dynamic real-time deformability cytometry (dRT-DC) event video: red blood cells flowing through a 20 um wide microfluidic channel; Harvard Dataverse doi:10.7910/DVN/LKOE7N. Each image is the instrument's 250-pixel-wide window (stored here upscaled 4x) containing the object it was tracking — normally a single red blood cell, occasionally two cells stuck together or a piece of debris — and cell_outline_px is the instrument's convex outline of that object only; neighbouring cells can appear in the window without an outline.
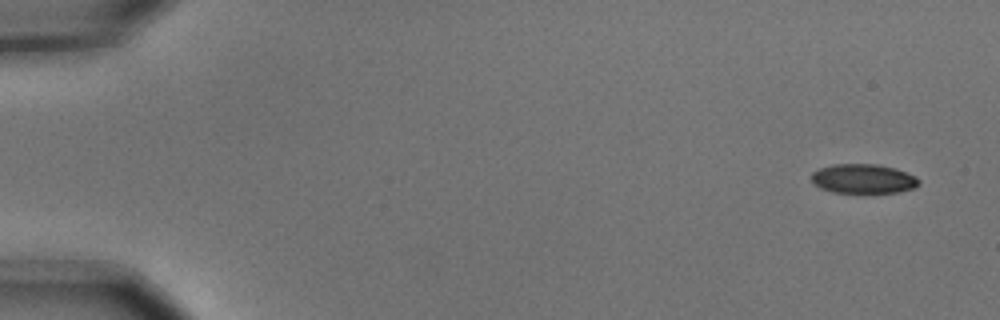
{"species": "common noctule bat (a hibernating species)", "species_latin": "Nyctalus noctula", "temperature_condition": "cold", "stored_images_in_passage": 5, "camera_frame_rate_fps": 3000, "um_per_image_px": 0.085, "animal": {"sex": "male", "body_mass_g": 15.6}, "frame": {"image": 1, "passage_image": 1, "time_ms": 0.0, "image_size_px": [1000, 320], "cell_outline_px": [[920, 184], [912, 188], [896, 192], [832, 192], [820, 188], [812, 180], [812, 172], [820, 168], [832, 164], [876, 164], [896, 168], [916, 176], [920, 180]], "centroid_in_image_um": [73.39, 15.18], "position_along_channel_um": 11.6, "area_um2": 18.26}}
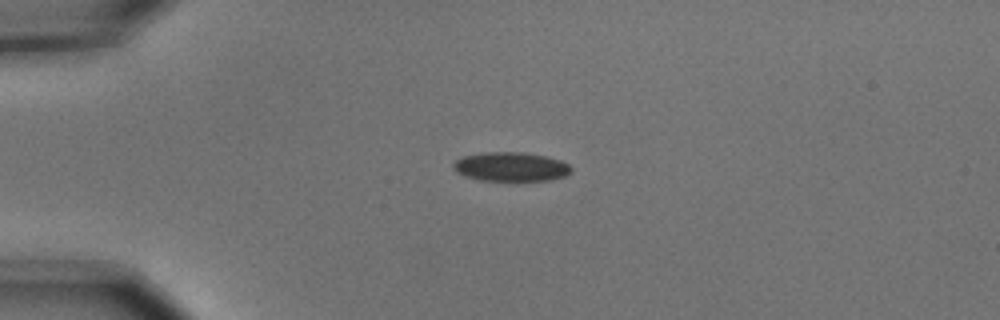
{"frame": {"image": 2, "passage_image": 4, "time_ms": 1.0, "image_size_px": [1000, 320], "cell_outline_px": [[572, 172], [564, 176], [548, 180], [516, 184], [480, 180], [464, 176], [456, 172], [452, 168], [452, 164], [456, 160], [464, 156], [488, 152], [524, 152], [548, 156], [560, 160], [568, 164], [572, 168]], "centroid_in_image_um": [43.44, 14.22], "position_along_channel_um": 41.6, "area_um2": 20.98}}